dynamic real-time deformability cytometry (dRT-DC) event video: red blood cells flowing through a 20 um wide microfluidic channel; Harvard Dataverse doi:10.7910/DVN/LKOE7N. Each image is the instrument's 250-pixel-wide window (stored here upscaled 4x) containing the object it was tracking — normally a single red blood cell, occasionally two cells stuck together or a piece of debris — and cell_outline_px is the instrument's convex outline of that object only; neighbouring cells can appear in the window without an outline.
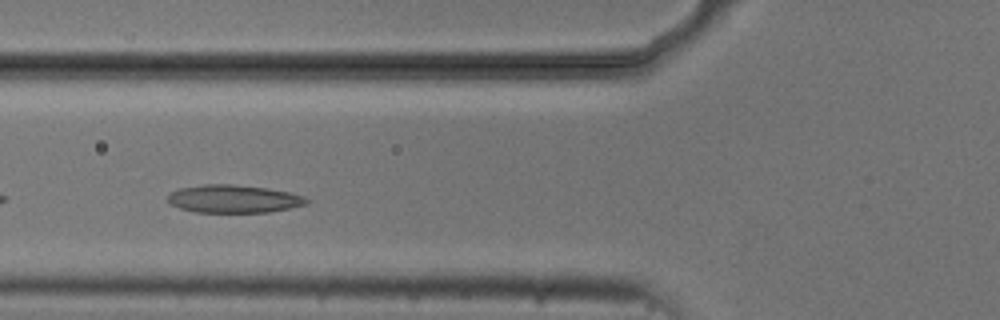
{"species": "common noctule bat (a hibernating species)", "species_latin": "Nyctalus noctula", "temperature_condition": "cold", "stored_images_in_passage": 4, "camera_frame_rate_fps": 3000, "um_per_image_px": 0.085, "animal": {"sex": "male", "body_mass_g": 20.5, "forearm_length_mm": 52.5}, "frame": {"image": 1, "passage_image": 4, "time_ms": 3.333, "image_size_px": [1000, 320], "cell_outline_px": [[308, 204], [268, 212], [196, 212], [180, 208], [172, 204], [168, 200], [168, 196], [172, 192], [180, 188], [204, 184], [232, 184], [268, 188], [288, 192], [304, 196], [308, 200]], "centroid_in_image_um": [19.87, 16.9], "position_along_channel_um": 105.9, "area_um2": 22.37}}